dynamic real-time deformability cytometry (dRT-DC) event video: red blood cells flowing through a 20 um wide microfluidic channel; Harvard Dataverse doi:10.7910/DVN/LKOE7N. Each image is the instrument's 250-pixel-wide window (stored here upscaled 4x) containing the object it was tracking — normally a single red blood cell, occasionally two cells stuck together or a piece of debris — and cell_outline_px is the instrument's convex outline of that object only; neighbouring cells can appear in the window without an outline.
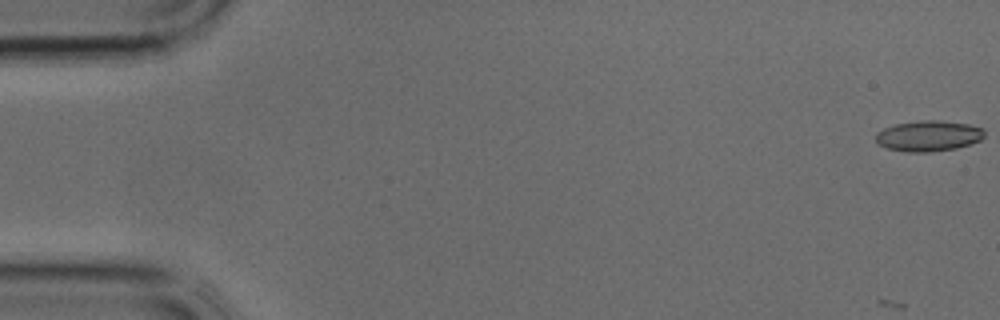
{"species": "common noctule bat (a hibernating species)", "species_latin": "Nyctalus noctula", "temperature_condition": "cold", "stored_images_in_passage": 40, "camera_frame_rate_fps": 3000, "um_per_image_px": 0.085, "animal": {"sex": "male", "body_mass_g": 17.9, "forearm_length_mm": 54.2}, "frame": {"image": 1, "passage_image": 1, "time_ms": 0.0, "image_size_px": [1000, 320], "cell_outline_px": [[984, 136], [980, 140], [956, 148], [928, 152], [908, 152], [888, 148], [880, 144], [876, 140], [876, 132], [884, 128], [896, 124], [920, 120], [936, 120], [968, 124], [984, 128]], "centroid_in_image_um": [78.93, 11.54], "position_along_channel_um": 6.1, "area_um2": 19.25}}